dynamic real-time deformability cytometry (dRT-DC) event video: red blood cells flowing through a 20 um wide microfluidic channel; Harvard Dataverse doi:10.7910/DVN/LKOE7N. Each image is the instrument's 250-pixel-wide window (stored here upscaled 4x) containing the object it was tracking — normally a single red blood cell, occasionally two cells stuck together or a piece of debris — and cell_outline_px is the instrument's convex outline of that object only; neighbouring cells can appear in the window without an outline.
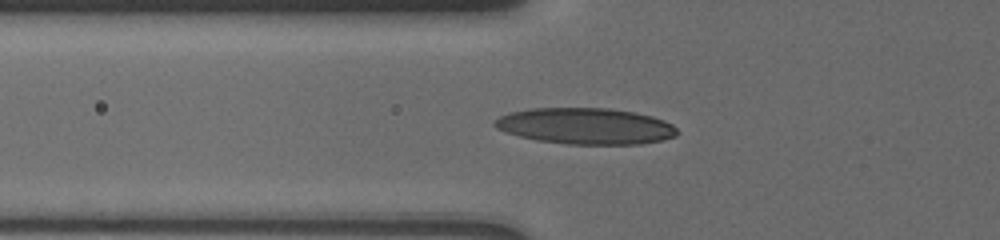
{"species": "human", "species_latin": "Homo sapiens", "temperature_condition": "cold", "stored_images_in_passage": 67, "camera_frame_rate_fps": 3000, "um_per_image_px": 0.085, "donor": {"sex": "male"}, "frame": {"image": 1, "passage_image": 3, "time_ms": 0.333, "image_size_px": [1000, 240], "cell_outline_px": [[676, 136], [660, 140], [640, 144], [568, 144], [536, 140], [504, 132], [496, 128], [492, 124], [492, 120], [508, 112], [528, 108], [612, 108], [652, 116], [664, 120], [672, 124], [676, 128]], "centroid_in_image_um": [49.71, 10.71], "position_along_channel_um": 76.1, "area_um2": 38.67}}
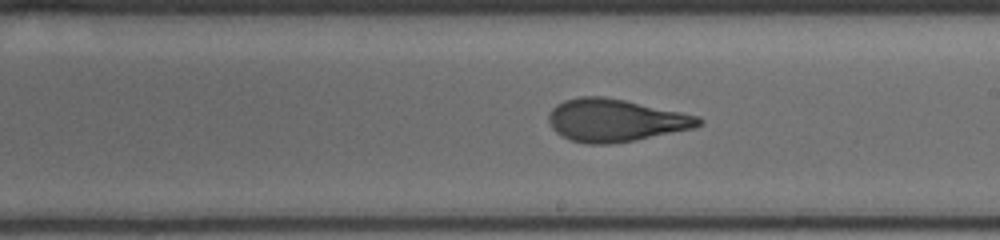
{"frame": {"image": 2, "passage_image": 28, "time_ms": 4.667, "image_size_px": [1000, 240], "cell_outline_px": [[704, 120], [700, 124], [692, 128], [632, 140], [608, 144], [588, 144], [572, 140], [556, 132], [552, 128], [548, 120], [548, 116], [552, 108], [556, 104], [564, 100], [580, 96], [604, 96], [624, 100], [700, 116]], "centroid_in_image_um": [52.27, 10.21], "position_along_channel_um": 236.7, "area_um2": 36.76}}
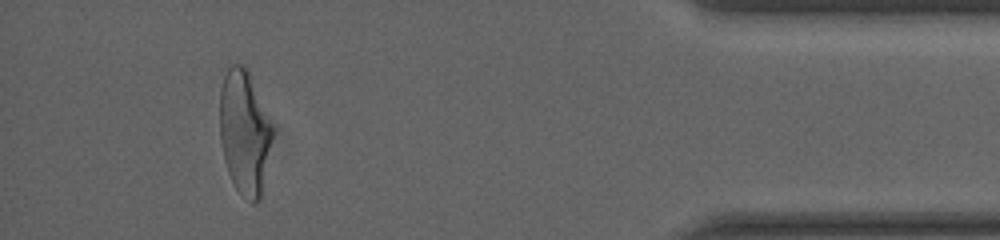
{"frame": {"image": 3, "passage_image": 60, "time_ms": 10.667, "image_size_px": [1000, 240], "cell_outline_px": [[272, 136], [260, 196], [256, 204], [252, 204], [236, 188], [228, 172], [224, 160], [220, 140], [220, 88], [224, 76], [228, 68], [232, 64], [244, 64], [248, 68], [272, 128]], "centroid_in_image_um": [20.74, 11.2], "position_along_channel_um": 414.5, "area_um2": 37.45}, "authors_computed_cell_mechanics": {"area_um2": 36.9342, "velocity_mm_per_s": 3.721, "shape_relaxation_time_tau1_ms": 7.3059, "shape_relaxation_time_tau2_ms": 1.0616, "deformation_change_tau1": 0.2399, "deformation_change_tau2": 0.0829}}